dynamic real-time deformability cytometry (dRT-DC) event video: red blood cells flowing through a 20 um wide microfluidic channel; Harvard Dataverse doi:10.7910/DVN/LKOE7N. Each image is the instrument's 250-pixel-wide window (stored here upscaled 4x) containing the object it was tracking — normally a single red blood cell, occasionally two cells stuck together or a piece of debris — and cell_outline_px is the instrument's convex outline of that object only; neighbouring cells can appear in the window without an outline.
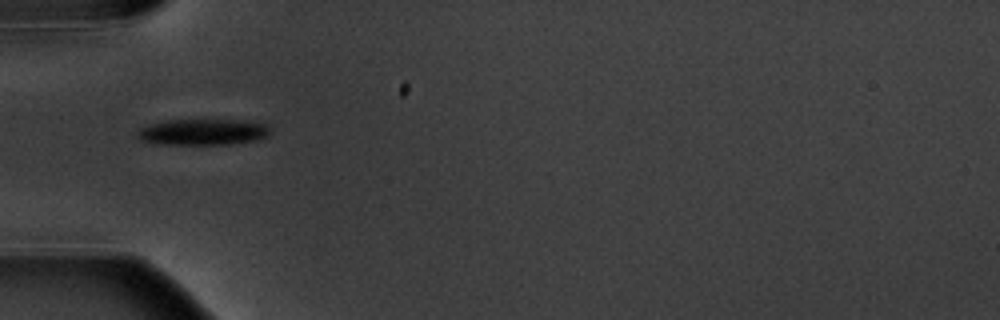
{"species": "common noctule bat (a hibernating species)", "species_latin": "Nyctalus noctula", "temperature_condition": "warm", "stored_images_in_passage": 5, "camera_frame_rate_fps": 3000, "um_per_image_px": 0.085, "animal": {"sex": "male", "body_mass_g": 20.1, "forearm_length_mm": 53.5}, "frame": {"image": 1, "passage_image": 1, "time_ms": 0.0, "image_size_px": [1000, 320], "cell_outline_px": [[272, 132], [268, 136], [256, 140], [228, 144], [156, 144], [144, 140], [136, 136], [136, 132], [140, 128], [148, 124], [168, 120], [204, 116], [244, 120], [268, 124]], "centroid_in_image_um": [17.29, 11.15], "position_along_channel_um": 67.7, "area_um2": 21.44}}
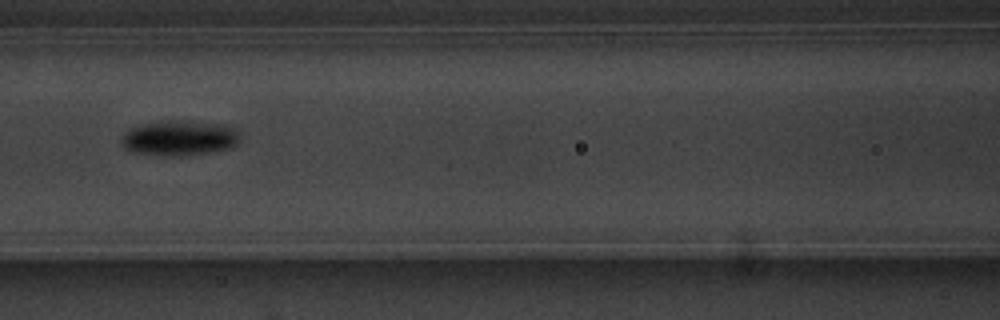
{"frame": {"image": 2, "passage_image": 3, "time_ms": 2.333, "image_size_px": [1000, 320], "cell_outline_px": [[240, 140], [232, 148], [208, 152], [180, 156], [160, 156], [132, 152], [124, 148], [120, 144], [120, 136], [124, 132], [132, 128], [144, 124], [168, 120], [188, 120], [216, 124], [232, 128], [240, 136]], "centroid_in_image_um": [15.18, 11.75], "position_along_channel_um": 151.4, "area_um2": 24.39}}
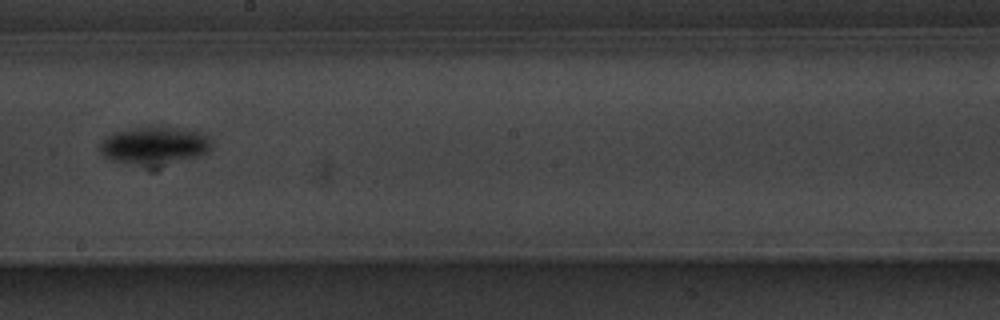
{"frame": {"image": 3, "passage_image": 5, "time_ms": 4.667, "image_size_px": [1000, 320], "cell_outline_px": [[212, 148], [208, 152], [200, 156], [172, 160], [140, 164], [136, 164], [112, 160], [104, 156], [100, 152], [100, 144], [108, 136], [116, 132], [152, 124], [168, 124], [200, 132], [208, 136], [212, 140]], "centroid_in_image_um": [13.18, 12.27], "position_along_channel_um": 235.0, "area_um2": 24.28}}